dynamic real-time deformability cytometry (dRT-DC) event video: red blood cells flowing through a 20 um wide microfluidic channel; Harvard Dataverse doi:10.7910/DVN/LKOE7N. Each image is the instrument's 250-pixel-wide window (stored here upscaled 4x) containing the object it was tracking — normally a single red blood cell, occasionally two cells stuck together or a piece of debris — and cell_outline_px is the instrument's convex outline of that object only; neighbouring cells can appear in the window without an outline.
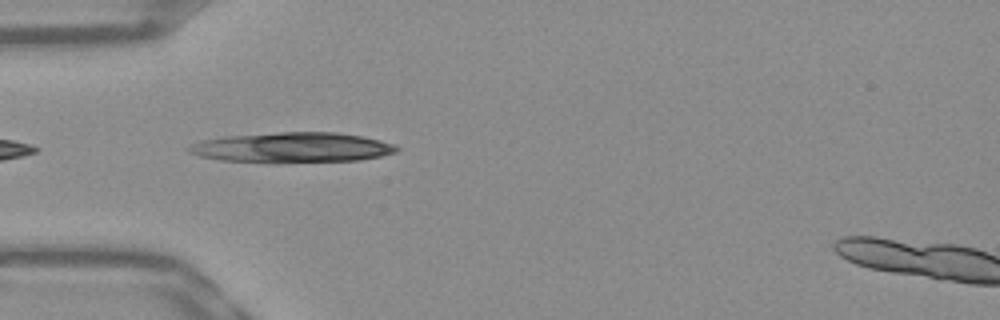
{"species": "Egyptian fruit bat (a non-hibernating species)", "species_latin": "Rousettus aegyptiacus", "temperature_condition": "warm", "stored_images_in_passage": 4, "camera_frame_rate_fps": 3000, "um_per_image_px": 0.085, "frame": {"image": 1, "passage_image": 1, "time_ms": 0.0, "image_size_px": [1000, 320], "cell_outline_px": [[400, 148], [396, 152], [380, 156], [360, 160], [276, 164], [272, 164], [220, 160], [200, 156], [188, 152], [188, 148], [192, 144], [204, 140], [224, 136], [280, 132], [336, 132], [360, 136], [380, 140], [392, 144]], "centroid_in_image_um": [24.82, 12.56], "position_along_channel_um": 60.2, "area_um2": 37.05}}